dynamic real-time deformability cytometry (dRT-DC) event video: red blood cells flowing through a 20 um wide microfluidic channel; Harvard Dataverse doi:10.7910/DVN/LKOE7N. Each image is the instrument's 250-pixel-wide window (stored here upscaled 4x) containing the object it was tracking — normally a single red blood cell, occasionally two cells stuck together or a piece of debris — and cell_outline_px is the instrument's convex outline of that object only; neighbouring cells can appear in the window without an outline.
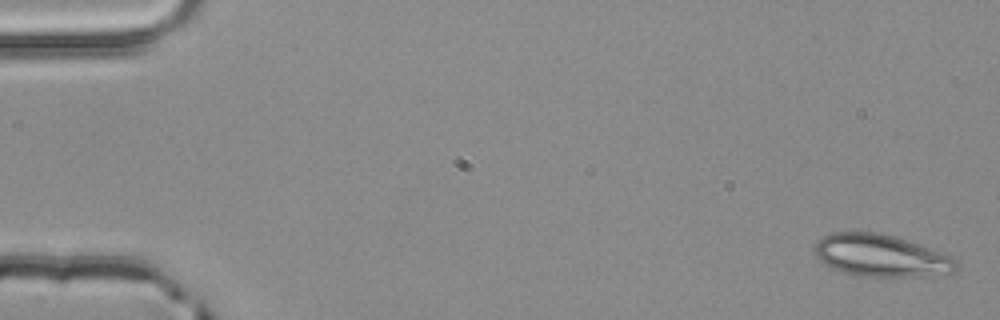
{"species": "common noctule bat (a hibernating species)", "species_latin": "Nyctalus noctula", "temperature_condition": "room temperature", "stored_images_in_passage": 3, "camera_frame_rate_fps": 3000, "um_per_image_px": 0.085, "animal": {"sex": "male", "body_mass_g": 20.4}, "frame": {"image": 1, "passage_image": 1, "time_ms": 0.0, "image_size_px": [1000, 320], "cell_outline_px": [[956, 272], [912, 276], [860, 276], [840, 272], [824, 264], [816, 256], [816, 244], [824, 236], [832, 232], [880, 232], [944, 252], [952, 256], [956, 264]], "centroid_in_image_um": [74.87, 21.72], "position_along_channel_um": 10.1, "area_um2": 34.45}}